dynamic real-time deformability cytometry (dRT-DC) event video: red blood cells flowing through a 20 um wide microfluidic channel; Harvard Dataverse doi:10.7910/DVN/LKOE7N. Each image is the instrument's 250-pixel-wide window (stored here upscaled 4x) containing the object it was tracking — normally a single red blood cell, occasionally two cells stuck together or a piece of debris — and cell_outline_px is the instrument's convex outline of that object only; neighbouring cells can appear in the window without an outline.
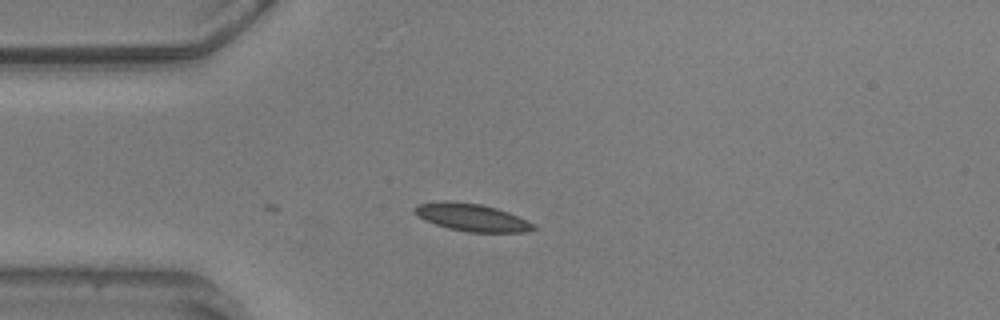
{"species": "common noctule bat (a hibernating species)", "species_latin": "Nyctalus noctula", "temperature_condition": "warm", "stored_images_in_passage": 11, "camera_frame_rate_fps": 3000, "um_per_image_px": 0.085, "animal": {"sex": "male", "body_mass_g": 20.5, "forearm_length_mm": 52.5}, "frame": {"image": 1, "passage_image": 1, "time_ms": 0.0, "image_size_px": [1000, 320], "cell_outline_px": [[536, 228], [524, 232], [468, 232], [448, 228], [424, 220], [412, 208], [420, 204], [444, 200], [480, 204], [496, 208], [508, 212], [536, 224]], "centroid_in_image_um": [40.12, 18.48], "position_along_channel_um": 44.9, "area_um2": 18.84}}